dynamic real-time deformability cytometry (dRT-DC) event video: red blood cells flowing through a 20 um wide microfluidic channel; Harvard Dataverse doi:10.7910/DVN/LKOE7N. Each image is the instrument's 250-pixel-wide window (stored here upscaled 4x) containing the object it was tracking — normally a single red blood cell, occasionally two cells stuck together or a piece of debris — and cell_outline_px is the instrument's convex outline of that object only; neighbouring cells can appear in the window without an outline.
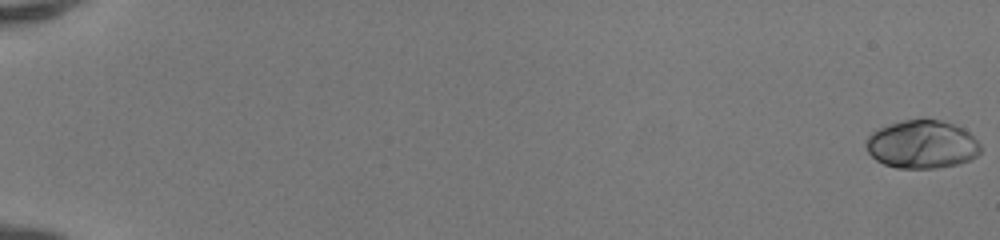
{"species": "human", "species_latin": "Homo sapiens", "temperature_condition": "room temperature", "stored_images_in_passage": 52, "camera_frame_rate_fps": 3000, "um_per_image_px": 0.085, "donor": {"sex": "female"}, "frame": {"image": 1, "passage_image": 1, "time_ms": 0.0, "image_size_px": [1000, 240], "cell_outline_px": [[980, 152], [976, 156], [968, 160], [956, 164], [936, 168], [896, 168], [884, 164], [876, 160], [868, 152], [864, 144], [868, 136], [872, 132], [888, 124], [904, 120], [940, 120], [952, 124], [968, 132], [980, 144]], "centroid_in_image_um": [78.33, 12.28], "position_along_channel_um": 6.7, "area_um2": 31.85}}
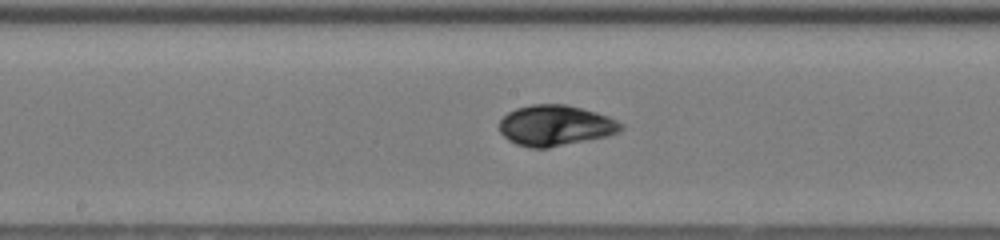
{"frame": {"image": 2, "passage_image": 30, "time_ms": 9.667, "image_size_px": [1000, 240], "cell_outline_px": [[624, 128], [620, 132], [608, 136], [548, 148], [532, 148], [516, 144], [508, 140], [500, 132], [500, 120], [508, 112], [516, 108], [532, 104], [564, 104], [596, 112], [608, 116], [624, 124]], "centroid_in_image_um": [47.23, 10.67], "position_along_channel_um": 201.0, "area_um2": 28.9}}
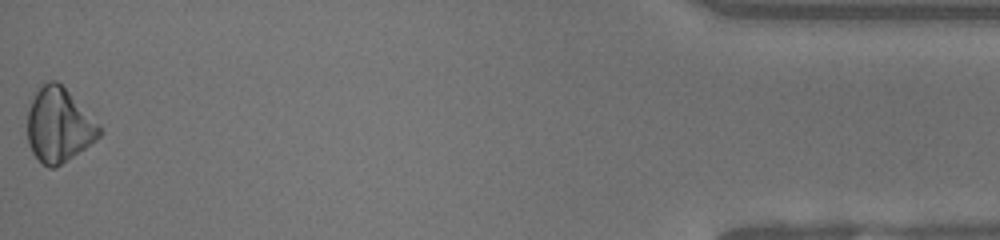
{"frame": {"image": 3, "passage_image": 52, "time_ms": 17.0, "image_size_px": [1000, 240], "cell_outline_px": [[104, 132], [96, 140], [56, 168], [48, 168], [32, 152], [28, 144], [28, 108], [32, 92], [40, 84], [48, 80], [56, 80], [68, 92]], "centroid_in_image_um": [4.94, 10.63], "position_along_channel_um": 430.3, "area_um2": 30.92}, "authors_computed_cell_mechanics": {"area_um2": 29.0445, "velocity_mm_per_s": 4.1859, "shape_relaxation_time_tau1_ms": 3.143, "shape_relaxation_time_tau2_ms": null, "deformation_change_tau1": 0.1349, "deformation_change_tau2": null}}